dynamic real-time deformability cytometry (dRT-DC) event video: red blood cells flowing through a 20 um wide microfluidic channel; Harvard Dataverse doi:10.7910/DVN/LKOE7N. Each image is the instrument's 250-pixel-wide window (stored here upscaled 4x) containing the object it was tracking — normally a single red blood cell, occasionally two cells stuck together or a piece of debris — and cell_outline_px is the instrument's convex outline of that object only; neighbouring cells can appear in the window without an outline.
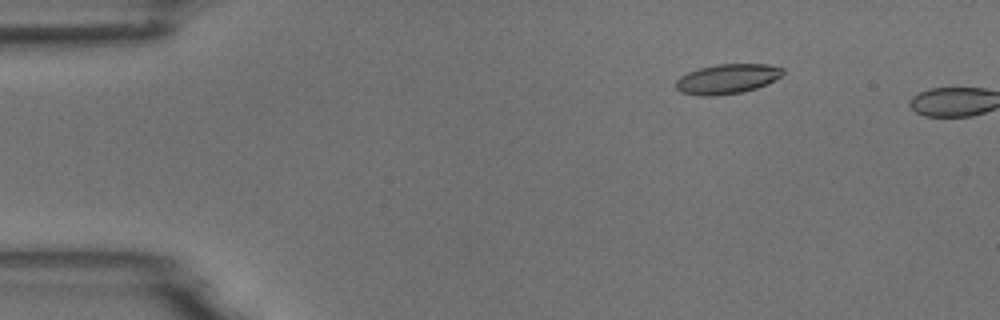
{"species": "common noctule bat (a hibernating species)", "species_latin": "Nyctalus noctula", "temperature_condition": "room temperature", "stored_images_in_passage": 3, "camera_frame_rate_fps": 3000, "um_per_image_px": 0.085, "animal": {"sex": "male", "body_mass_g": 18.8}, "frame": {"image": 1, "passage_image": 2, "time_ms": 0.333, "image_size_px": [1000, 320], "cell_outline_px": [[784, 72], [780, 76], [756, 88], [740, 92], [712, 96], [700, 96], [680, 92], [676, 88], [676, 80], [680, 76], [688, 72], [700, 68], [716, 64], [768, 64], [784, 68]], "centroid_in_image_um": [61.77, 6.7], "position_along_channel_um": 23.2, "area_um2": 18.38}}